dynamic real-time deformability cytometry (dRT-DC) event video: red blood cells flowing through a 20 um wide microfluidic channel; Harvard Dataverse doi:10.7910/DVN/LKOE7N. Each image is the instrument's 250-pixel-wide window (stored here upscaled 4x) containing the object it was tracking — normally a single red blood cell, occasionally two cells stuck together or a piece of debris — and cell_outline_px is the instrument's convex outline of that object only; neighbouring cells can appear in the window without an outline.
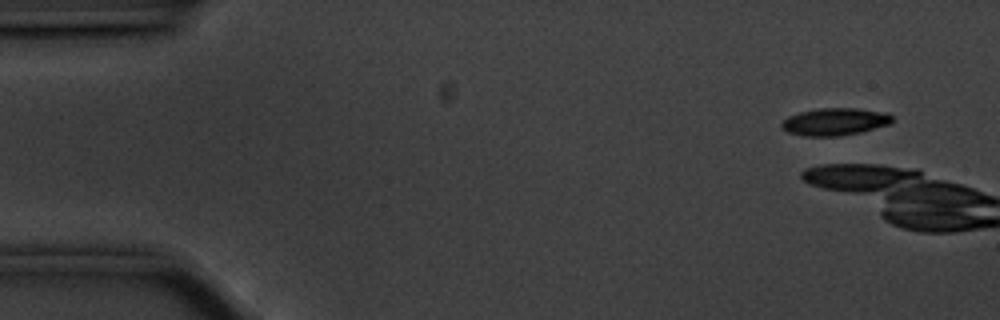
{"species": "common noctule bat (a hibernating species)", "species_latin": "Nyctalus noctula", "temperature_condition": "cold", "stored_images_in_passage": 5, "camera_frame_rate_fps": 3000, "um_per_image_px": 0.085, "animal": {"sex": "male", "body_mass_g": 20.1, "forearm_length_mm": 53.5}, "frame": {"image": 1, "passage_image": 4, "time_ms": 1.0, "image_size_px": [1000, 320], "cell_outline_px": [[892, 120], [888, 124], [860, 132], [836, 136], [804, 136], [788, 132], [780, 128], [780, 124], [788, 116], [800, 112], [816, 108], [856, 108], [888, 112], [892, 116]], "centroid_in_image_um": [70.93, 10.33], "position_along_channel_um": 14.1, "area_um2": 17.63}}